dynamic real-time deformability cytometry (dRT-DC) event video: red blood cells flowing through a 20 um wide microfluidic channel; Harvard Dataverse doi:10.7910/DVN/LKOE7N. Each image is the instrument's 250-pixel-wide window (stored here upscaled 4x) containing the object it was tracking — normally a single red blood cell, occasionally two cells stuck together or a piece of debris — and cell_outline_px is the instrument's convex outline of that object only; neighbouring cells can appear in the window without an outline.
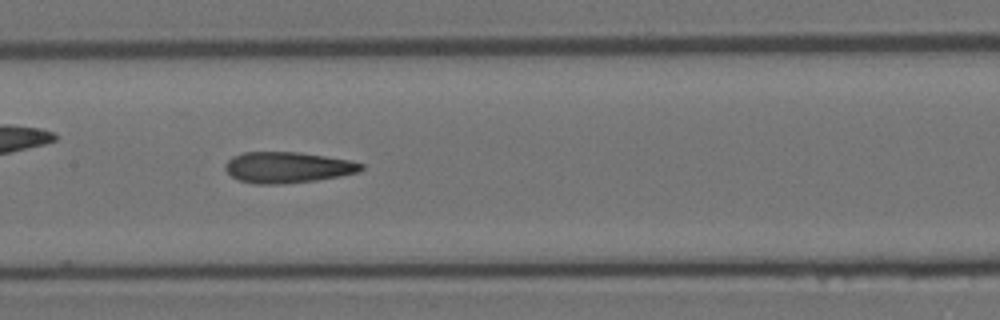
{"species": "Egyptian fruit bat (a non-hibernating species)", "species_latin": "Rousettus aegyptiacus", "temperature_condition": "room temperature", "stored_images_in_passage": 28, "camera_frame_rate_fps": 3000, "um_per_image_px": 0.085, "animal": {"sex": "female"}, "frame": {"image": 1, "passage_image": 20, "time_ms": 6.333, "image_size_px": [1000, 320], "cell_outline_px": [[364, 168], [360, 172], [340, 176], [316, 180], [280, 184], [256, 184], [240, 180], [232, 176], [224, 168], [224, 164], [232, 156], [244, 152], [300, 152], [352, 160], [364, 164]], "centroid_in_image_um": [24.47, 14.22], "position_along_channel_um": 182.9, "area_um2": 24.68}}
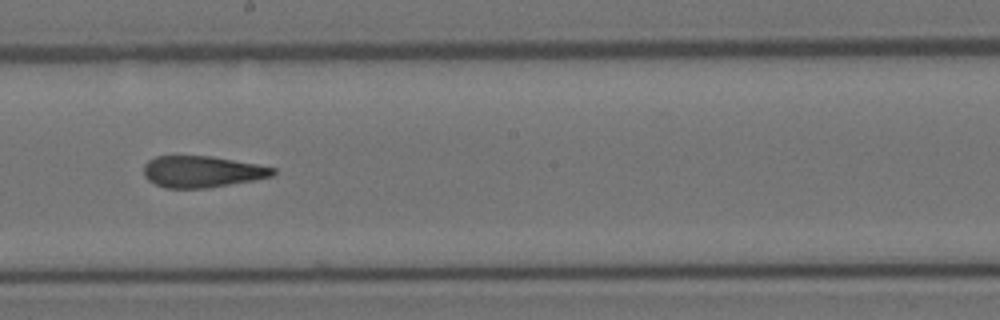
{"frame": {"image": 2, "passage_image": 23, "time_ms": 7.333, "image_size_px": [1000, 320], "cell_outline_px": [[276, 172], [272, 176], [252, 180], [208, 188], [164, 188], [148, 180], [144, 176], [144, 164], [148, 160], [156, 156], [212, 156], [256, 164], [276, 168]], "centroid_in_image_um": [17.15, 14.59], "position_along_channel_um": 231.1, "area_um2": 23.64}}